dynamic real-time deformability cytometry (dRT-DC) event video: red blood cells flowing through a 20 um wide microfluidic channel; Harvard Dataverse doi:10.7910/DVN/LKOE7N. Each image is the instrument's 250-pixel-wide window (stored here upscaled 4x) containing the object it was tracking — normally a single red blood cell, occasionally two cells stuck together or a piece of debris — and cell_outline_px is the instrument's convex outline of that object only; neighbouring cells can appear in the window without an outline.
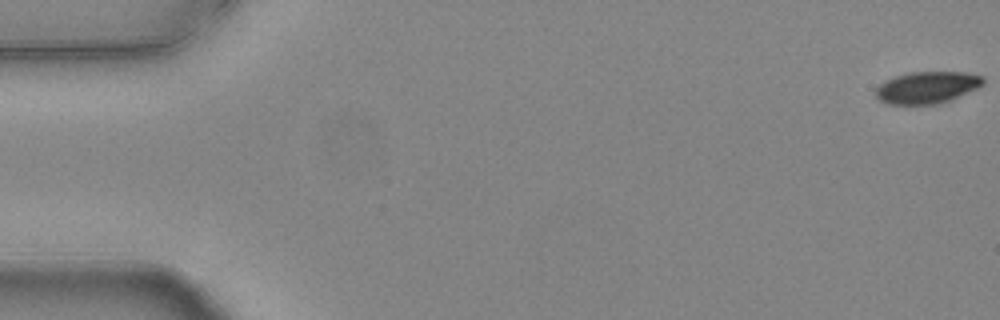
{"species": "common noctule bat (a hibernating species)", "species_latin": "Nyctalus noctula", "temperature_condition": "warm", "stored_images_in_passage": 55, "camera_frame_rate_fps": 3000, "um_per_image_px": 0.085, "animal": {"sex": "female", "body_mass_g": 24.6, "forearm_length_mm": 56.2}, "frame": {"image": 1, "passage_image": 1, "time_ms": 0.0, "image_size_px": [1000, 320], "cell_outline_px": [[984, 84], [952, 100], [940, 104], [888, 104], [880, 100], [876, 96], [876, 88], [884, 80], [908, 72], [964, 72], [984, 76]], "centroid_in_image_um": [78.81, 7.43], "position_along_channel_um": 6.2, "area_um2": 20.06}}
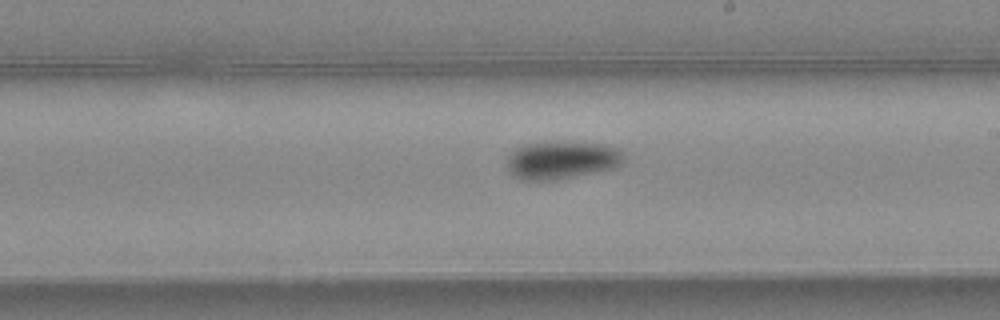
{"frame": {"image": 2, "passage_image": 32, "time_ms": 10.333, "image_size_px": [1000, 320], "cell_outline_px": [[624, 164], [616, 168], [556, 180], [520, 180], [512, 176], [508, 172], [508, 156], [516, 148], [524, 144], [548, 140], [604, 144], [620, 148], [624, 152]], "centroid_in_image_um": [47.78, 13.59], "position_along_channel_um": 241.2, "area_um2": 26.65}}
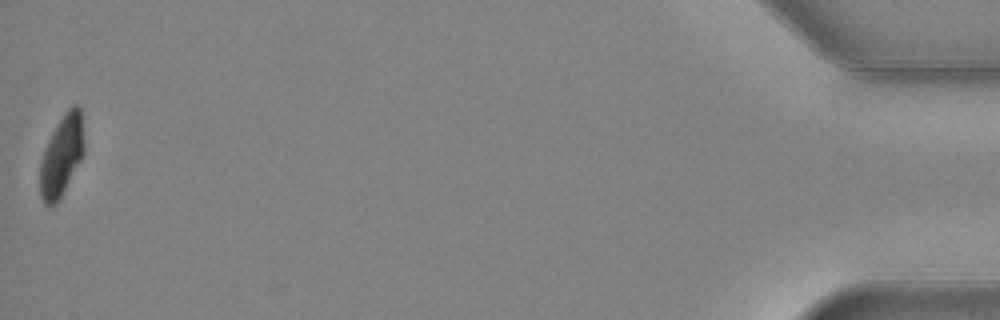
{"frame": {"image": 3, "passage_image": 55, "time_ms": 18.0, "image_size_px": [1000, 320], "cell_outline_px": [[84, 156], [56, 204], [44, 204], [40, 196], [40, 160], [44, 148], [56, 124], [64, 112], [72, 104], [76, 104], [80, 108], [84, 140]], "centroid_in_image_um": [5.24, 13.2], "position_along_channel_um": 430.0, "area_um2": 20.92}, "authors_computed_cell_mechanics": {"area_um2": 23.0044, "velocity_mm_per_s": 3.7771, "shape_relaxation_time_tau1_ms": 4.1644, "shape_relaxation_time_tau2_ms": 3.0091, "deformation_change_tau1": 0.1428, "deformation_change_tau2": 0.053}}